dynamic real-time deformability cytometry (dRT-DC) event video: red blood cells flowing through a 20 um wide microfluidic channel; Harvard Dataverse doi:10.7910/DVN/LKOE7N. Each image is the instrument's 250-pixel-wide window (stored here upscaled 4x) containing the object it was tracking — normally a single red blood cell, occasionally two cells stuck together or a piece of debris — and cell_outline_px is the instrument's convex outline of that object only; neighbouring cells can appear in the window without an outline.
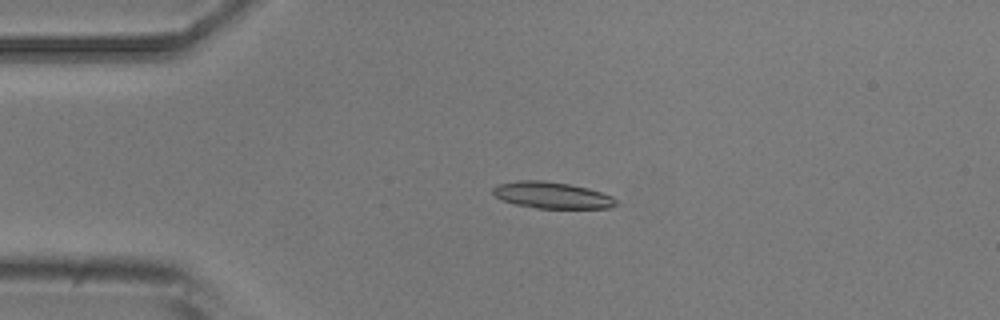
{"species": "common noctule bat (a hibernating species)", "species_latin": "Nyctalus noctula", "temperature_condition": "room temperature", "stored_images_in_passage": 4, "camera_frame_rate_fps": 3000, "um_per_image_px": 0.085, "animal": {"sex": "male", "body_mass_g": 20.5, "forearm_length_mm": 52.5}, "frame": {"image": 1, "passage_image": 3, "time_ms": 3.333, "image_size_px": [1000, 320], "cell_outline_px": [[620, 204], [612, 208], [536, 208], [516, 204], [504, 200], [496, 196], [492, 192], [492, 188], [496, 184], [520, 180], [540, 180], [568, 184], [588, 188], [612, 196]], "centroid_in_image_um": [46.94, 16.59], "position_along_channel_um": 38.1, "area_um2": 18.96}}